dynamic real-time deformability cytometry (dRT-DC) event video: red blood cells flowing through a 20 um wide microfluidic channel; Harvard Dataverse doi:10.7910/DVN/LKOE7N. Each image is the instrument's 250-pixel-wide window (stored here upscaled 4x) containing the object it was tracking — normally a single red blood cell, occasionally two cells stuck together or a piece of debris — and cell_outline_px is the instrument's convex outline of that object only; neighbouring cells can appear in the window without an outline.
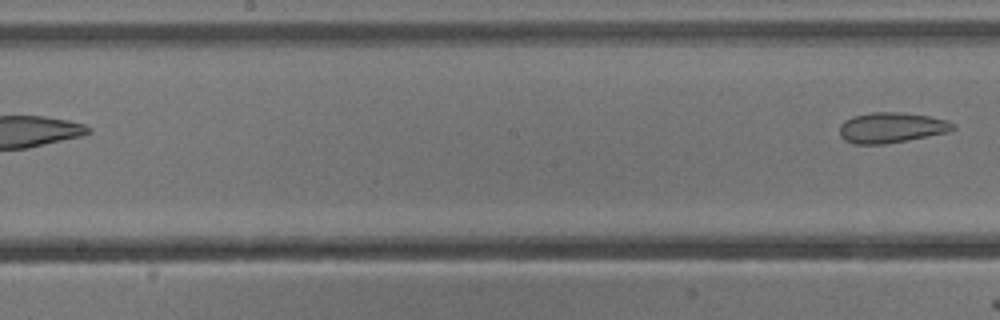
{"species": "common noctule bat (a hibernating species)", "species_latin": "Nyctalus noctula", "temperature_condition": "cold", "stored_images_in_passage": 7, "segment_of_instrument_passage": [2, 2], "camera_frame_rate_fps": 3000, "um_per_image_px": 0.085, "animal": {"sex": "male", "body_mass_g": 13.3}, "frame": {"image": 1, "passage_image": 7, "time_ms": 2.0, "image_size_px": [1000, 320], "cell_outline_px": [[956, 128], [948, 132], [884, 144], [852, 144], [844, 140], [840, 136], [840, 124], [844, 120], [852, 116], [872, 112], [904, 112], [928, 116], [948, 120], [956, 124]], "centroid_in_image_um": [75.75, 10.84], "position_along_channel_um": 172.4, "area_um2": 20.23}}